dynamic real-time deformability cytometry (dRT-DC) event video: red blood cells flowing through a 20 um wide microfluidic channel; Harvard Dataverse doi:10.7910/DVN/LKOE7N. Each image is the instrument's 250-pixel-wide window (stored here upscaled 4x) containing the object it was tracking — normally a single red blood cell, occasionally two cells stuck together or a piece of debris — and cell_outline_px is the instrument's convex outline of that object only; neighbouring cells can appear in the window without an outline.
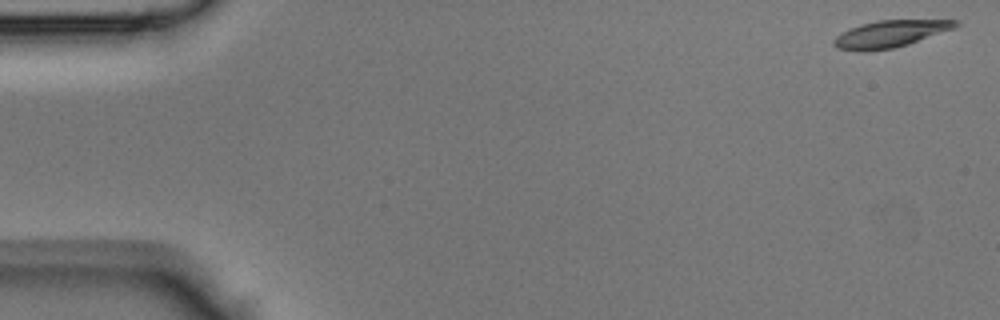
{"species": "Egyptian fruit bat (a non-hibernating species)", "species_latin": "Rousettus aegyptiacus", "temperature_condition": "room temperature", "stored_images_in_passage": 11, "camera_frame_rate_fps": 3000, "um_per_image_px": 0.085, "animal": {"sex": "male"}, "frame": {"image": 1, "passage_image": 1, "time_ms": 0.0, "image_size_px": [1000, 320], "cell_outline_px": [[960, 24], [956, 28], [908, 44], [892, 48], [836, 48], [832, 44], [832, 40], [836, 36], [860, 24], [876, 20], [960, 20]], "centroid_in_image_um": [75.78, 2.82], "position_along_channel_um": 9.2, "area_um2": 18.32}}